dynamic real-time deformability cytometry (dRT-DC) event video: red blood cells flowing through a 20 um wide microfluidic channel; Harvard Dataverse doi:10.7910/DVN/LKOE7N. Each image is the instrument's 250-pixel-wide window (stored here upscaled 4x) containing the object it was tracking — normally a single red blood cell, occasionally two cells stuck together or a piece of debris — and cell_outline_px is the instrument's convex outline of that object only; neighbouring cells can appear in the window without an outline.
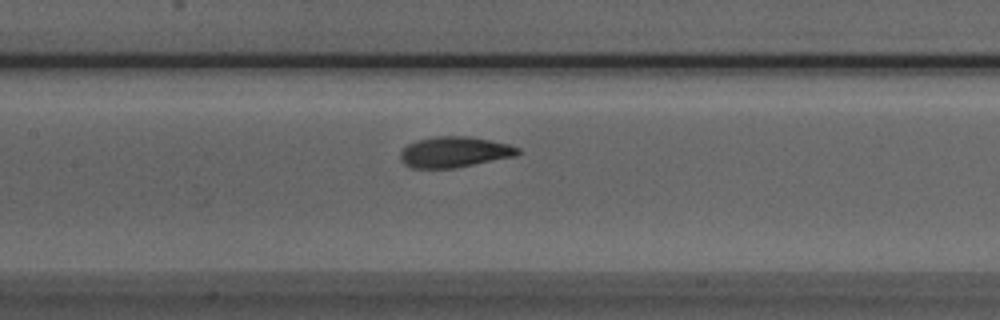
{"species": "Egyptian fruit bat (a non-hibernating species)", "species_latin": "Rousettus aegyptiacus", "temperature_condition": "room temperature", "stored_images_in_passage": 50, "camera_frame_rate_fps": 3000, "um_per_image_px": 0.085, "animal": {"sex": "male"}, "frame": {"image": 1, "passage_image": 21, "time_ms": 6.667, "image_size_px": [1000, 320], "cell_outline_px": [[520, 152], [516, 156], [452, 168], [412, 168], [404, 164], [400, 160], [400, 152], [408, 144], [416, 140], [436, 136], [472, 136], [492, 140], [508, 144], [520, 148]], "centroid_in_image_um": [38.62, 12.91], "position_along_channel_um": 168.8, "area_um2": 21.1}}
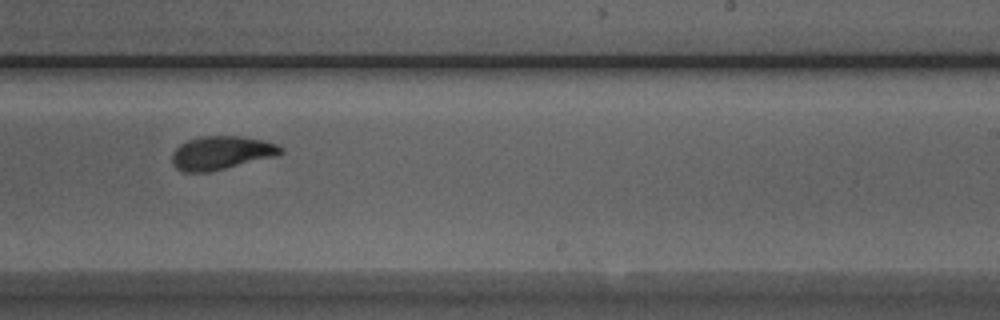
{"frame": {"image": 2, "passage_image": 29, "time_ms": 9.333, "image_size_px": [1000, 320], "cell_outline_px": [[284, 152], [276, 156], [208, 172], [184, 172], [176, 168], [172, 164], [172, 152], [180, 144], [188, 140], [200, 136], [244, 136], [264, 140], [276, 144], [284, 148]], "centroid_in_image_um": [18.81, 12.98], "position_along_channel_um": 270.2, "area_um2": 21.27}}
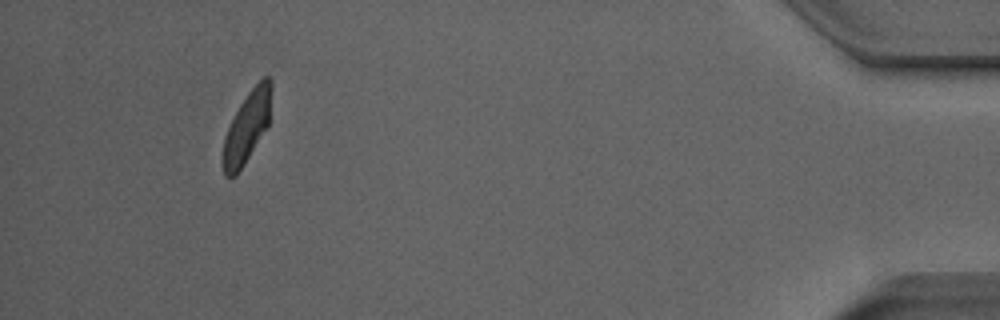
{"frame": {"image": 3, "passage_image": 46, "time_ms": 15.0, "image_size_px": [1000, 320], "cell_outline_px": [[272, 88], [268, 128], [236, 176], [224, 176], [220, 160], [224, 140], [228, 128], [240, 104], [248, 92], [264, 76], [268, 76], [272, 80]], "centroid_in_image_um": [20.99, 10.83], "position_along_channel_um": 414.2, "area_um2": 20.29}, "authors_computed_cell_mechanics": {"area_um2": 21.1259, "velocity_mm_per_s": 3.8123, "shape_relaxation_time_tau1_ms": 3.5512, "shape_relaxation_time_tau2_ms": 1.2884, "deformation_change_tau1": 0.1404, "deformation_change_tau2": 0.0563}}